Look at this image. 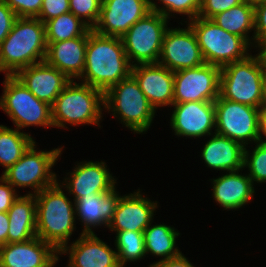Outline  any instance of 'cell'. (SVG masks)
<instances>
[{
	"label": "cell",
	"instance_id": "obj_22",
	"mask_svg": "<svg viewBox=\"0 0 266 267\" xmlns=\"http://www.w3.org/2000/svg\"><path fill=\"white\" fill-rule=\"evenodd\" d=\"M244 169L225 172L217 178L209 179L212 187V197L223 210H237L247 205L255 196V188L248 174H242Z\"/></svg>",
	"mask_w": 266,
	"mask_h": 267
},
{
	"label": "cell",
	"instance_id": "obj_36",
	"mask_svg": "<svg viewBox=\"0 0 266 267\" xmlns=\"http://www.w3.org/2000/svg\"><path fill=\"white\" fill-rule=\"evenodd\" d=\"M243 0H202L198 17L212 19L219 13L241 4Z\"/></svg>",
	"mask_w": 266,
	"mask_h": 267
},
{
	"label": "cell",
	"instance_id": "obj_3",
	"mask_svg": "<svg viewBox=\"0 0 266 267\" xmlns=\"http://www.w3.org/2000/svg\"><path fill=\"white\" fill-rule=\"evenodd\" d=\"M47 51L45 23L18 17L0 44V72L14 76L19 70L43 62Z\"/></svg>",
	"mask_w": 266,
	"mask_h": 267
},
{
	"label": "cell",
	"instance_id": "obj_19",
	"mask_svg": "<svg viewBox=\"0 0 266 267\" xmlns=\"http://www.w3.org/2000/svg\"><path fill=\"white\" fill-rule=\"evenodd\" d=\"M59 252L37 236L0 246V267H56Z\"/></svg>",
	"mask_w": 266,
	"mask_h": 267
},
{
	"label": "cell",
	"instance_id": "obj_1",
	"mask_svg": "<svg viewBox=\"0 0 266 267\" xmlns=\"http://www.w3.org/2000/svg\"><path fill=\"white\" fill-rule=\"evenodd\" d=\"M132 65L120 37L103 36L88 30L84 71L77 79L105 93L131 75Z\"/></svg>",
	"mask_w": 266,
	"mask_h": 267
},
{
	"label": "cell",
	"instance_id": "obj_23",
	"mask_svg": "<svg viewBox=\"0 0 266 267\" xmlns=\"http://www.w3.org/2000/svg\"><path fill=\"white\" fill-rule=\"evenodd\" d=\"M120 196L116 187L108 193L92 194L76 200V220L82 222L79 223L83 228L81 233L95 234L93 230L98 226L108 228Z\"/></svg>",
	"mask_w": 266,
	"mask_h": 267
},
{
	"label": "cell",
	"instance_id": "obj_15",
	"mask_svg": "<svg viewBox=\"0 0 266 267\" xmlns=\"http://www.w3.org/2000/svg\"><path fill=\"white\" fill-rule=\"evenodd\" d=\"M170 126L175 136L186 138L209 137L215 133L214 101L173 103ZM214 132H213V131Z\"/></svg>",
	"mask_w": 266,
	"mask_h": 267
},
{
	"label": "cell",
	"instance_id": "obj_25",
	"mask_svg": "<svg viewBox=\"0 0 266 267\" xmlns=\"http://www.w3.org/2000/svg\"><path fill=\"white\" fill-rule=\"evenodd\" d=\"M210 136L200 153L207 168L220 172L244 169V147L240 143L217 133Z\"/></svg>",
	"mask_w": 266,
	"mask_h": 267
},
{
	"label": "cell",
	"instance_id": "obj_26",
	"mask_svg": "<svg viewBox=\"0 0 266 267\" xmlns=\"http://www.w3.org/2000/svg\"><path fill=\"white\" fill-rule=\"evenodd\" d=\"M7 243L25 242L36 237L35 195H19L8 210Z\"/></svg>",
	"mask_w": 266,
	"mask_h": 267
},
{
	"label": "cell",
	"instance_id": "obj_29",
	"mask_svg": "<svg viewBox=\"0 0 266 267\" xmlns=\"http://www.w3.org/2000/svg\"><path fill=\"white\" fill-rule=\"evenodd\" d=\"M32 134L0 125V165L6 171L14 165L35 142Z\"/></svg>",
	"mask_w": 266,
	"mask_h": 267
},
{
	"label": "cell",
	"instance_id": "obj_18",
	"mask_svg": "<svg viewBox=\"0 0 266 267\" xmlns=\"http://www.w3.org/2000/svg\"><path fill=\"white\" fill-rule=\"evenodd\" d=\"M59 251L68 256V267H121L116 250L97 234H82Z\"/></svg>",
	"mask_w": 266,
	"mask_h": 267
},
{
	"label": "cell",
	"instance_id": "obj_13",
	"mask_svg": "<svg viewBox=\"0 0 266 267\" xmlns=\"http://www.w3.org/2000/svg\"><path fill=\"white\" fill-rule=\"evenodd\" d=\"M105 161L82 160L70 172H66L59 184L73 195L74 202L84 196L108 193L116 188L117 178L112 176ZM68 176V177H67Z\"/></svg>",
	"mask_w": 266,
	"mask_h": 267
},
{
	"label": "cell",
	"instance_id": "obj_21",
	"mask_svg": "<svg viewBox=\"0 0 266 267\" xmlns=\"http://www.w3.org/2000/svg\"><path fill=\"white\" fill-rule=\"evenodd\" d=\"M14 76L37 99L51 106L71 81L63 72L45 61L23 68Z\"/></svg>",
	"mask_w": 266,
	"mask_h": 267
},
{
	"label": "cell",
	"instance_id": "obj_38",
	"mask_svg": "<svg viewBox=\"0 0 266 267\" xmlns=\"http://www.w3.org/2000/svg\"><path fill=\"white\" fill-rule=\"evenodd\" d=\"M254 50L266 41V1L254 5Z\"/></svg>",
	"mask_w": 266,
	"mask_h": 267
},
{
	"label": "cell",
	"instance_id": "obj_42",
	"mask_svg": "<svg viewBox=\"0 0 266 267\" xmlns=\"http://www.w3.org/2000/svg\"><path fill=\"white\" fill-rule=\"evenodd\" d=\"M9 218L7 212L0 213V246L7 244Z\"/></svg>",
	"mask_w": 266,
	"mask_h": 267
},
{
	"label": "cell",
	"instance_id": "obj_44",
	"mask_svg": "<svg viewBox=\"0 0 266 267\" xmlns=\"http://www.w3.org/2000/svg\"><path fill=\"white\" fill-rule=\"evenodd\" d=\"M256 51L258 52L257 54L259 55L261 61H262V64H263V67L265 68L266 70V41L263 42L257 49Z\"/></svg>",
	"mask_w": 266,
	"mask_h": 267
},
{
	"label": "cell",
	"instance_id": "obj_41",
	"mask_svg": "<svg viewBox=\"0 0 266 267\" xmlns=\"http://www.w3.org/2000/svg\"><path fill=\"white\" fill-rule=\"evenodd\" d=\"M148 267H195L192 262L189 261L183 253L179 256L170 258L168 260H163L160 262H153L148 265Z\"/></svg>",
	"mask_w": 266,
	"mask_h": 267
},
{
	"label": "cell",
	"instance_id": "obj_5",
	"mask_svg": "<svg viewBox=\"0 0 266 267\" xmlns=\"http://www.w3.org/2000/svg\"><path fill=\"white\" fill-rule=\"evenodd\" d=\"M104 109L118 118L124 127L141 135L151 128L157 113L132 75L104 93Z\"/></svg>",
	"mask_w": 266,
	"mask_h": 267
},
{
	"label": "cell",
	"instance_id": "obj_40",
	"mask_svg": "<svg viewBox=\"0 0 266 267\" xmlns=\"http://www.w3.org/2000/svg\"><path fill=\"white\" fill-rule=\"evenodd\" d=\"M19 191L15 190L2 176H0V213L8 212L13 202L18 198Z\"/></svg>",
	"mask_w": 266,
	"mask_h": 267
},
{
	"label": "cell",
	"instance_id": "obj_11",
	"mask_svg": "<svg viewBox=\"0 0 266 267\" xmlns=\"http://www.w3.org/2000/svg\"><path fill=\"white\" fill-rule=\"evenodd\" d=\"M215 133L240 143L244 148L259 141V108L226 100L214 101Z\"/></svg>",
	"mask_w": 266,
	"mask_h": 267
},
{
	"label": "cell",
	"instance_id": "obj_4",
	"mask_svg": "<svg viewBox=\"0 0 266 267\" xmlns=\"http://www.w3.org/2000/svg\"><path fill=\"white\" fill-rule=\"evenodd\" d=\"M53 127L97 125L104 117V93L90 85L71 80L51 106Z\"/></svg>",
	"mask_w": 266,
	"mask_h": 267
},
{
	"label": "cell",
	"instance_id": "obj_7",
	"mask_svg": "<svg viewBox=\"0 0 266 267\" xmlns=\"http://www.w3.org/2000/svg\"><path fill=\"white\" fill-rule=\"evenodd\" d=\"M35 141L22 157L6 171L2 177L15 189L31 188L27 194L35 195L43 189L54 185L58 181L53 171L59 157L63 154V146L51 150L37 149Z\"/></svg>",
	"mask_w": 266,
	"mask_h": 267
},
{
	"label": "cell",
	"instance_id": "obj_14",
	"mask_svg": "<svg viewBox=\"0 0 266 267\" xmlns=\"http://www.w3.org/2000/svg\"><path fill=\"white\" fill-rule=\"evenodd\" d=\"M158 63L175 72L198 67L205 63L196 35L186 27H169L163 37Z\"/></svg>",
	"mask_w": 266,
	"mask_h": 267
},
{
	"label": "cell",
	"instance_id": "obj_24",
	"mask_svg": "<svg viewBox=\"0 0 266 267\" xmlns=\"http://www.w3.org/2000/svg\"><path fill=\"white\" fill-rule=\"evenodd\" d=\"M88 31L80 37L47 43L45 62L69 79L77 80L84 71Z\"/></svg>",
	"mask_w": 266,
	"mask_h": 267
},
{
	"label": "cell",
	"instance_id": "obj_37",
	"mask_svg": "<svg viewBox=\"0 0 266 267\" xmlns=\"http://www.w3.org/2000/svg\"><path fill=\"white\" fill-rule=\"evenodd\" d=\"M43 0H4V2L16 13L17 17L36 18L42 6Z\"/></svg>",
	"mask_w": 266,
	"mask_h": 267
},
{
	"label": "cell",
	"instance_id": "obj_35",
	"mask_svg": "<svg viewBox=\"0 0 266 267\" xmlns=\"http://www.w3.org/2000/svg\"><path fill=\"white\" fill-rule=\"evenodd\" d=\"M70 12V0H43L41 11L36 17L42 23Z\"/></svg>",
	"mask_w": 266,
	"mask_h": 267
},
{
	"label": "cell",
	"instance_id": "obj_2",
	"mask_svg": "<svg viewBox=\"0 0 266 267\" xmlns=\"http://www.w3.org/2000/svg\"><path fill=\"white\" fill-rule=\"evenodd\" d=\"M64 192L57 181L35 194L36 235L58 252L70 243L71 235L77 229L75 202Z\"/></svg>",
	"mask_w": 266,
	"mask_h": 267
},
{
	"label": "cell",
	"instance_id": "obj_20",
	"mask_svg": "<svg viewBox=\"0 0 266 267\" xmlns=\"http://www.w3.org/2000/svg\"><path fill=\"white\" fill-rule=\"evenodd\" d=\"M131 75L136 79L150 105L171 108L174 98V72L159 63L132 66Z\"/></svg>",
	"mask_w": 266,
	"mask_h": 267
},
{
	"label": "cell",
	"instance_id": "obj_9",
	"mask_svg": "<svg viewBox=\"0 0 266 267\" xmlns=\"http://www.w3.org/2000/svg\"><path fill=\"white\" fill-rule=\"evenodd\" d=\"M0 109L18 130L30 126L53 128L51 105L37 99L15 76H5Z\"/></svg>",
	"mask_w": 266,
	"mask_h": 267
},
{
	"label": "cell",
	"instance_id": "obj_6",
	"mask_svg": "<svg viewBox=\"0 0 266 267\" xmlns=\"http://www.w3.org/2000/svg\"><path fill=\"white\" fill-rule=\"evenodd\" d=\"M266 70L258 54L221 68L219 95L229 101L260 108Z\"/></svg>",
	"mask_w": 266,
	"mask_h": 267
},
{
	"label": "cell",
	"instance_id": "obj_39",
	"mask_svg": "<svg viewBox=\"0 0 266 267\" xmlns=\"http://www.w3.org/2000/svg\"><path fill=\"white\" fill-rule=\"evenodd\" d=\"M17 18L16 13L4 2V0H0V44L10 33Z\"/></svg>",
	"mask_w": 266,
	"mask_h": 267
},
{
	"label": "cell",
	"instance_id": "obj_12",
	"mask_svg": "<svg viewBox=\"0 0 266 267\" xmlns=\"http://www.w3.org/2000/svg\"><path fill=\"white\" fill-rule=\"evenodd\" d=\"M221 68L204 63L174 72L173 103L215 101L219 96Z\"/></svg>",
	"mask_w": 266,
	"mask_h": 267
},
{
	"label": "cell",
	"instance_id": "obj_43",
	"mask_svg": "<svg viewBox=\"0 0 266 267\" xmlns=\"http://www.w3.org/2000/svg\"><path fill=\"white\" fill-rule=\"evenodd\" d=\"M259 141L266 143V108L262 106L259 108Z\"/></svg>",
	"mask_w": 266,
	"mask_h": 267
},
{
	"label": "cell",
	"instance_id": "obj_28",
	"mask_svg": "<svg viewBox=\"0 0 266 267\" xmlns=\"http://www.w3.org/2000/svg\"><path fill=\"white\" fill-rule=\"evenodd\" d=\"M211 20L225 31L243 37L254 49V4L243 1L229 10L217 14ZM250 32L253 37H250Z\"/></svg>",
	"mask_w": 266,
	"mask_h": 267
},
{
	"label": "cell",
	"instance_id": "obj_33",
	"mask_svg": "<svg viewBox=\"0 0 266 267\" xmlns=\"http://www.w3.org/2000/svg\"><path fill=\"white\" fill-rule=\"evenodd\" d=\"M255 144L253 150L250 146L244 148L243 160V168L248 169L253 185L266 183V143L258 141Z\"/></svg>",
	"mask_w": 266,
	"mask_h": 267
},
{
	"label": "cell",
	"instance_id": "obj_46",
	"mask_svg": "<svg viewBox=\"0 0 266 267\" xmlns=\"http://www.w3.org/2000/svg\"><path fill=\"white\" fill-rule=\"evenodd\" d=\"M243 1H246L248 3H252V4H256V3H259V2H262V1H266V0H243Z\"/></svg>",
	"mask_w": 266,
	"mask_h": 267
},
{
	"label": "cell",
	"instance_id": "obj_17",
	"mask_svg": "<svg viewBox=\"0 0 266 267\" xmlns=\"http://www.w3.org/2000/svg\"><path fill=\"white\" fill-rule=\"evenodd\" d=\"M140 190L139 188L133 193L120 196L113 218L108 225L109 231L115 234L126 230L144 232L150 225L159 202L145 197Z\"/></svg>",
	"mask_w": 266,
	"mask_h": 267
},
{
	"label": "cell",
	"instance_id": "obj_45",
	"mask_svg": "<svg viewBox=\"0 0 266 267\" xmlns=\"http://www.w3.org/2000/svg\"><path fill=\"white\" fill-rule=\"evenodd\" d=\"M261 106L263 108H266V79H265L264 86H263V100H262Z\"/></svg>",
	"mask_w": 266,
	"mask_h": 267
},
{
	"label": "cell",
	"instance_id": "obj_34",
	"mask_svg": "<svg viewBox=\"0 0 266 267\" xmlns=\"http://www.w3.org/2000/svg\"><path fill=\"white\" fill-rule=\"evenodd\" d=\"M101 5L102 0H70V12L93 29L99 19Z\"/></svg>",
	"mask_w": 266,
	"mask_h": 267
},
{
	"label": "cell",
	"instance_id": "obj_32",
	"mask_svg": "<svg viewBox=\"0 0 266 267\" xmlns=\"http://www.w3.org/2000/svg\"><path fill=\"white\" fill-rule=\"evenodd\" d=\"M156 1H159L160 4H157L158 2L151 0V11L163 15L168 20L172 16L175 18L176 14L183 16L187 15L186 16L187 18H185L187 19L186 21L181 20L182 22L185 23L198 17L202 6V0H156Z\"/></svg>",
	"mask_w": 266,
	"mask_h": 267
},
{
	"label": "cell",
	"instance_id": "obj_10",
	"mask_svg": "<svg viewBox=\"0 0 266 267\" xmlns=\"http://www.w3.org/2000/svg\"><path fill=\"white\" fill-rule=\"evenodd\" d=\"M170 20L157 12H149L121 37L132 66L158 63L163 37Z\"/></svg>",
	"mask_w": 266,
	"mask_h": 267
},
{
	"label": "cell",
	"instance_id": "obj_31",
	"mask_svg": "<svg viewBox=\"0 0 266 267\" xmlns=\"http://www.w3.org/2000/svg\"><path fill=\"white\" fill-rule=\"evenodd\" d=\"M115 250L121 267L127 262H140L146 256L144 234L141 231H120L115 234Z\"/></svg>",
	"mask_w": 266,
	"mask_h": 267
},
{
	"label": "cell",
	"instance_id": "obj_16",
	"mask_svg": "<svg viewBox=\"0 0 266 267\" xmlns=\"http://www.w3.org/2000/svg\"><path fill=\"white\" fill-rule=\"evenodd\" d=\"M151 12V0H102L99 19L92 29L103 36L122 37Z\"/></svg>",
	"mask_w": 266,
	"mask_h": 267
},
{
	"label": "cell",
	"instance_id": "obj_27",
	"mask_svg": "<svg viewBox=\"0 0 266 267\" xmlns=\"http://www.w3.org/2000/svg\"><path fill=\"white\" fill-rule=\"evenodd\" d=\"M153 222L154 220L143 232L146 255L159 257L156 262L179 256L182 252L176 244V239L180 232L173 226L161 222L153 225Z\"/></svg>",
	"mask_w": 266,
	"mask_h": 267
},
{
	"label": "cell",
	"instance_id": "obj_8",
	"mask_svg": "<svg viewBox=\"0 0 266 267\" xmlns=\"http://www.w3.org/2000/svg\"><path fill=\"white\" fill-rule=\"evenodd\" d=\"M186 23L194 31L207 64L222 68L251 54L253 48L243 37L225 31L211 19L196 17Z\"/></svg>",
	"mask_w": 266,
	"mask_h": 267
},
{
	"label": "cell",
	"instance_id": "obj_30",
	"mask_svg": "<svg viewBox=\"0 0 266 267\" xmlns=\"http://www.w3.org/2000/svg\"><path fill=\"white\" fill-rule=\"evenodd\" d=\"M90 28L71 12L45 22L46 43L83 36Z\"/></svg>",
	"mask_w": 266,
	"mask_h": 267
}]
</instances>
